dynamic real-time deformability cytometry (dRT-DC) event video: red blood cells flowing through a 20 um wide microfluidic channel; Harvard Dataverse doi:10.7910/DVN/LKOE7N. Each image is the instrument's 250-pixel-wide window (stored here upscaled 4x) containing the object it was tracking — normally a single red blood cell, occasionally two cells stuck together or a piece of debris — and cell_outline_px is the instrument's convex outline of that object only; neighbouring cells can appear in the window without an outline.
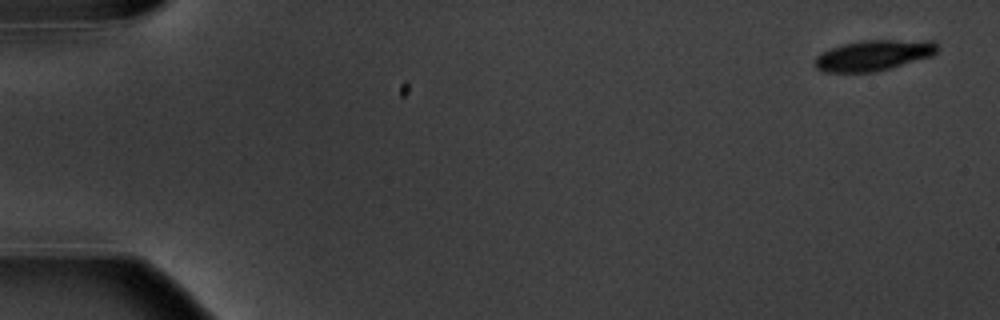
{"species": "common noctule bat (a hibernating species)", "species_latin": "Nyctalus noctula", "temperature_condition": "warm", "stored_images_in_passage": 5, "camera_frame_rate_fps": 3000, "um_per_image_px": 0.085, "animal": {"sex": "male", "body_mass_g": 20.1, "forearm_length_mm": 53.5}, "frame": {"image": 1, "passage_image": 1, "time_ms": 0.0, "image_size_px": [1000, 320], "cell_outline_px": [[940, 48], [932, 56], [888, 68], [872, 72], [824, 72], [816, 68], [812, 64], [816, 56], [832, 48], [844, 44], [860, 40], [936, 40]], "centroid_in_image_um": [74.28, 4.69], "position_along_channel_um": 10.7, "area_um2": 21.91}}
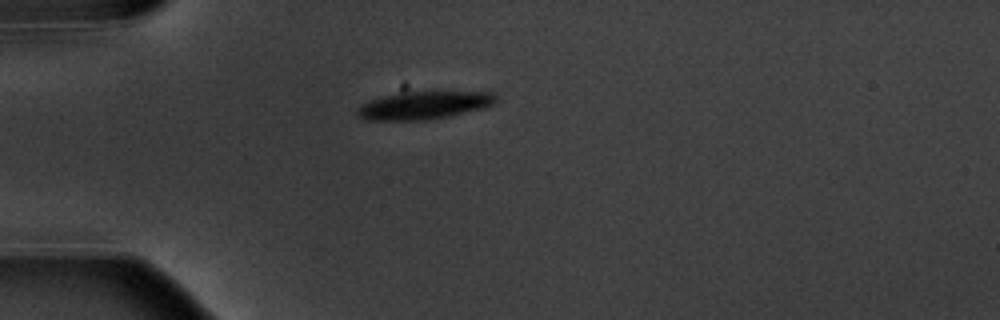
{"frame": {"image": 2, "passage_image": 5, "time_ms": 4.667, "image_size_px": [1000, 320], "cell_outline_px": [[496, 104], [484, 108], [452, 116], [424, 120], [364, 120], [356, 116], [356, 108], [372, 100], [384, 96], [432, 88], [436, 88], [492, 92], [496, 96]], "centroid_in_image_um": [36.15, 8.9], "position_along_channel_um": 48.8, "area_um2": 23.7}}